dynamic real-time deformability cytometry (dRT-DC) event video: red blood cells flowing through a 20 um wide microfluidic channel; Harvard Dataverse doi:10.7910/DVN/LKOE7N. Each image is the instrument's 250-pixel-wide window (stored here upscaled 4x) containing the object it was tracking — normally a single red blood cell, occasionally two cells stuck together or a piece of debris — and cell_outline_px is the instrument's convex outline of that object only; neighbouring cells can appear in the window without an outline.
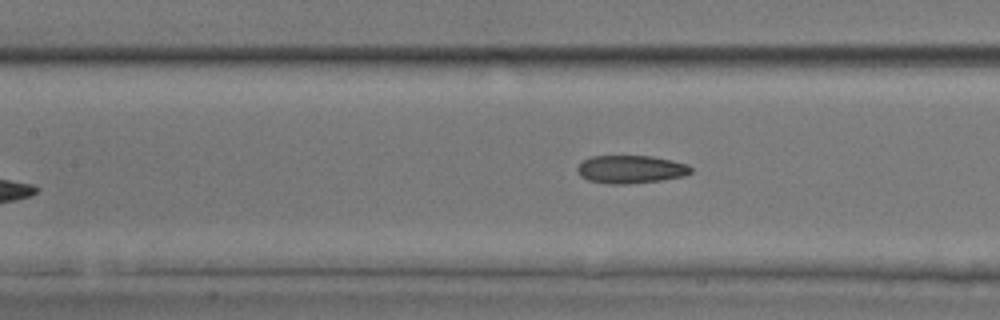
{"species": "common noctule bat (a hibernating species)", "species_latin": "Nyctalus noctula", "temperature_condition": "room temperature", "stored_images_in_passage": 6, "camera_frame_rate_fps": 3000, "um_per_image_px": 0.085, "animal": {"sex": "male", "body_mass_g": 17.9, "forearm_length_mm": 54.2}, "frame": {"image": 1, "passage_image": 6, "time_ms": 6.667, "image_size_px": [1000, 320], "cell_outline_px": [[692, 172], [684, 176], [660, 180], [624, 184], [608, 184], [588, 180], [580, 176], [576, 172], [576, 168], [584, 160], [592, 156], [652, 156], [672, 160], [688, 164], [692, 168]], "centroid_in_image_um": [53.61, 14.39], "position_along_channel_um": 153.8, "area_um2": 18.55}}